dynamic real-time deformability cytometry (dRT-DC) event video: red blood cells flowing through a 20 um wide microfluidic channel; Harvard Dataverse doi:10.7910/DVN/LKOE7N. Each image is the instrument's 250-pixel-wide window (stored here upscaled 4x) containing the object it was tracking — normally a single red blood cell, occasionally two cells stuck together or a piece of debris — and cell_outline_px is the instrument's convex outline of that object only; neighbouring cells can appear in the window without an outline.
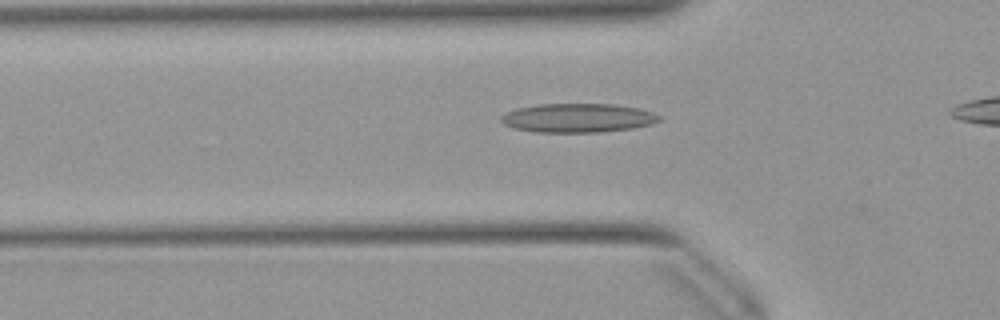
{"species": "Egyptian fruit bat (a non-hibernating species)", "species_latin": "Rousettus aegyptiacus", "temperature_condition": "warm", "stored_images_in_passage": 33, "camera_frame_rate_fps": 3000, "um_per_image_px": 0.085, "animal": {"sex": "female"}, "frame": {"image": 1, "passage_image": 8, "time_ms": 2.333, "image_size_px": [1000, 320], "cell_outline_px": [[660, 120], [652, 124], [632, 128], [600, 132], [536, 132], [512, 128], [504, 124], [500, 120], [500, 116], [516, 108], [536, 104], [612, 104], [640, 108], [652, 112], [660, 116]], "centroid_in_image_um": [49.1, 10.02], "position_along_channel_um": 76.7, "area_um2": 26.76}}
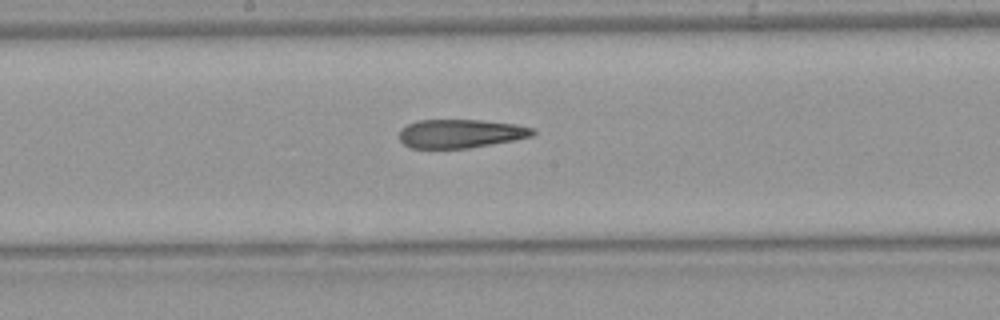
{"frame": {"image": 2, "passage_image": 18, "time_ms": 5.667, "image_size_px": [1000, 320], "cell_outline_px": [[536, 132], [532, 136], [516, 140], [468, 148], [408, 148], [400, 140], [400, 128], [416, 120], [480, 120], [516, 124], [532, 128]], "centroid_in_image_um": [39.14, 11.35], "position_along_channel_um": 209.1, "area_um2": 22.37}}
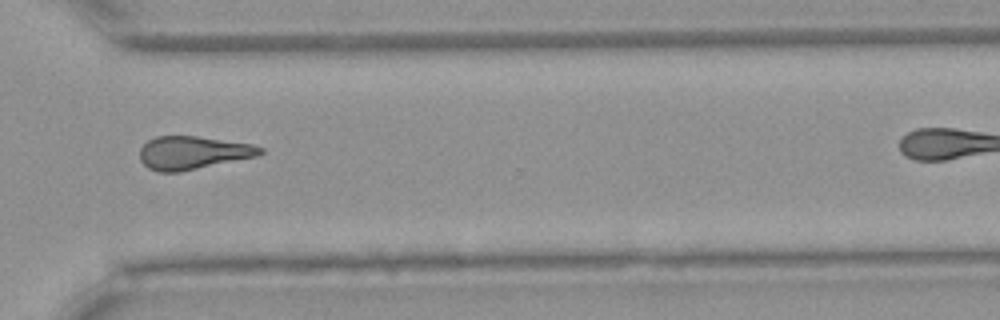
{"frame": {"image": 3, "passage_image": 29, "time_ms": 9.333, "image_size_px": [1000, 320], "cell_outline_px": [[264, 152], [256, 156], [180, 172], [156, 172], [148, 168], [140, 160], [140, 148], [148, 140], [156, 136], [196, 136], [252, 144], [264, 148]], "centroid_in_image_um": [16.36, 12.98], "position_along_channel_um": 354.2, "area_um2": 23.18}}